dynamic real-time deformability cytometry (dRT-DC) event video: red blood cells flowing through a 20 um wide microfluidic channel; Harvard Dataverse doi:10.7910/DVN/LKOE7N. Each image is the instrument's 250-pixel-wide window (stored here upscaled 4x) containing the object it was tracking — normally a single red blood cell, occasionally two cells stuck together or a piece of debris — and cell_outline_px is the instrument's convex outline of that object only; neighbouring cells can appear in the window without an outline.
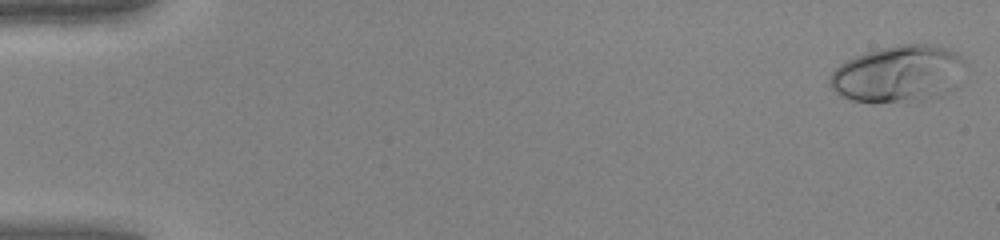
{"species": "human", "species_latin": "Homo sapiens", "temperature_condition": "warm", "stored_images_in_passage": 49, "camera_frame_rate_fps": 3000, "um_per_image_px": 0.085, "donor": {"sex": "female"}, "frame": {"image": 1, "passage_image": 1, "time_ms": 0.0, "image_size_px": [1000, 240], "cell_outline_px": [[964, 64], [932, 96], [924, 100], [852, 100], [840, 96], [828, 84], [828, 80], [832, 72], [840, 64], [856, 56], [868, 52], [900, 44], [924, 44], [944, 48], [956, 52], [960, 56]], "centroid_in_image_um": [76.14, 6.22], "position_along_channel_um": 8.9, "area_um2": 41.73}}
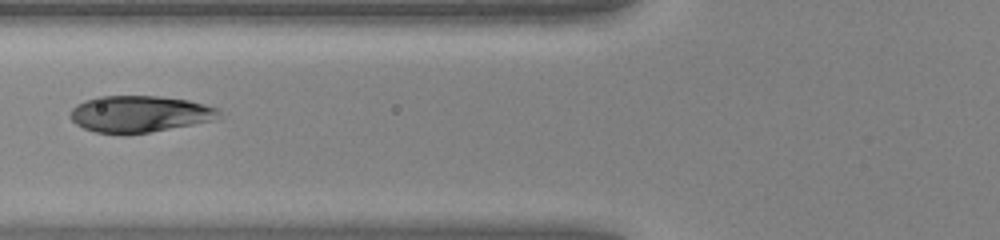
{"frame": {"image": 2, "passage_image": 20, "time_ms": 6.333, "image_size_px": [1000, 240], "cell_outline_px": [[224, 116], [216, 120], [148, 132], [96, 132], [84, 128], [76, 124], [68, 116], [72, 108], [76, 104], [84, 100], [96, 96], [156, 96], [188, 100], [204, 104], [216, 108]], "centroid_in_image_um": [11.87, 9.66], "position_along_channel_um": 113.9, "area_um2": 31.39}}
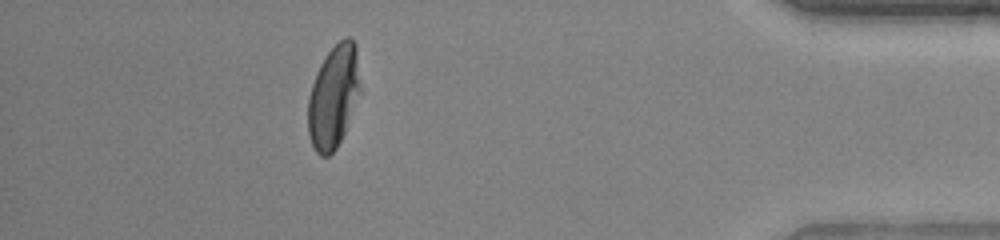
{"frame": {"image": 3, "passage_image": 44, "time_ms": 14.333, "image_size_px": [1000, 240], "cell_outline_px": [[360, 92], [344, 132], [336, 148], [328, 156], [320, 156], [316, 152], [312, 144], [308, 132], [308, 96], [316, 72], [320, 64], [328, 52], [344, 36], [348, 36], [356, 44], [360, 84]], "centroid_in_image_um": [28.34, 8.19], "position_along_channel_um": 406.9, "area_um2": 31.1}, "authors_computed_cell_mechanics": {"area_um2": 33.1194, "velocity_mm_per_s": 4.2101, "shape_relaxation_time_tau1_ms": 3.3522, "shape_relaxation_time_tau2_ms": null, "deformation_change_tau1": 0.1985, "deformation_change_tau2": null}}